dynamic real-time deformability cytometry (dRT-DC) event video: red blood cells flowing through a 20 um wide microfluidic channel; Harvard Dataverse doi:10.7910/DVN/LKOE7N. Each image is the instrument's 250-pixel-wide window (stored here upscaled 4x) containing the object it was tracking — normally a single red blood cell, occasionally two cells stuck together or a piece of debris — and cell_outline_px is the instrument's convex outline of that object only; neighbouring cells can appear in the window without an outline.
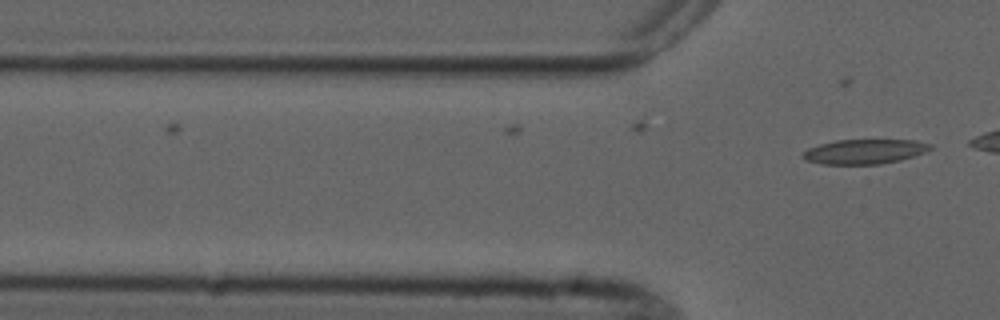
{"species": "common noctule bat (a hibernating species)", "species_latin": "Nyctalus noctula", "temperature_condition": "cold", "stored_images_in_passage": 4, "camera_frame_rate_fps": 3000, "um_per_image_px": 0.085, "animal": {"sex": "male", "forearm_length_mm": 52.5}, "frame": {"image": 1, "passage_image": 4, "time_ms": 3.333, "image_size_px": [1000, 320], "cell_outline_px": [[932, 148], [924, 152], [900, 160], [880, 164], [820, 164], [804, 160], [800, 156], [808, 148], [820, 144], [836, 140], [916, 140], [932, 144]], "centroid_in_image_um": [73.45, 12.88], "position_along_channel_um": 52.3, "area_um2": 18.32}}